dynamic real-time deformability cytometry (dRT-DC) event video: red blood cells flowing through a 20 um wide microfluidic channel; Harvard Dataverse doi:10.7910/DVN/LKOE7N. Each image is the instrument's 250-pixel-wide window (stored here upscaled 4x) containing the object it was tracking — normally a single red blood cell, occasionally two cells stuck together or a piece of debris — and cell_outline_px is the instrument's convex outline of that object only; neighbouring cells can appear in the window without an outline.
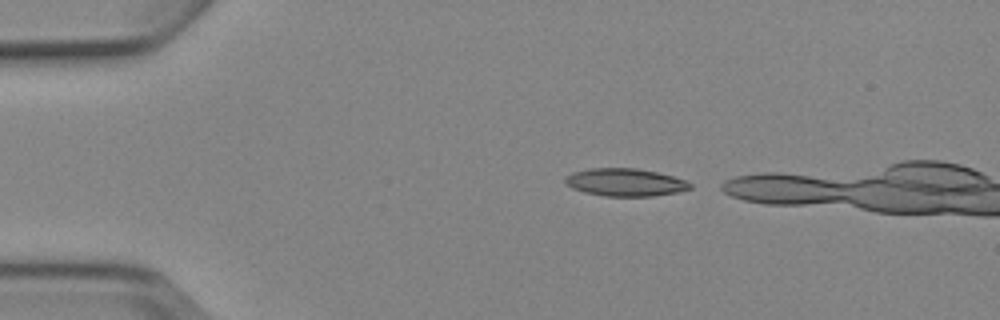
{"species": "Egyptian fruit bat (a non-hibernating species)", "species_latin": "Rousettus aegyptiacus", "temperature_condition": "cold", "stored_images_in_passage": 3, "camera_frame_rate_fps": 3000, "um_per_image_px": 0.085, "animal": {"sex": "female"}, "frame": {"image": 1, "passage_image": 1, "time_ms": 0.0, "image_size_px": [1000, 320], "cell_outline_px": [[692, 188], [676, 192], [652, 196], [604, 196], [584, 192], [572, 188], [564, 180], [564, 176], [572, 172], [588, 168], [636, 168], [656, 172], [672, 176], [684, 180], [692, 184]], "centroid_in_image_um": [53.1, 15.49], "position_along_channel_um": 31.9, "area_um2": 20.11}}